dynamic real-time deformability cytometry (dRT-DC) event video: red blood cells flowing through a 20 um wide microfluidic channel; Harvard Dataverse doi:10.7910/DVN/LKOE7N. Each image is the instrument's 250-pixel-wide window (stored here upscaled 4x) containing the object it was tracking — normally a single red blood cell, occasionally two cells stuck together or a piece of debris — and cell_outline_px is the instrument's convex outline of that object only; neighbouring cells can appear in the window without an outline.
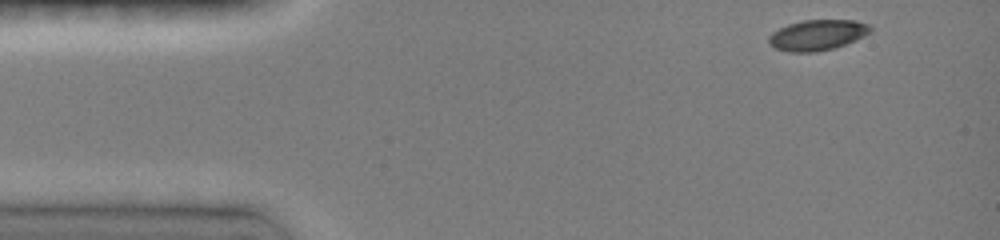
{"species": "common noctule bat (a hibernating species)", "species_latin": "Nyctalus noctula", "temperature_condition": "room temperature", "stored_images_in_passage": 6, "camera_frame_rate_fps": 3000, "um_per_image_px": 0.085, "animal": {"sex": "female", "body_mass_g": 19.0, "forearm_length_mm": 51.5}, "frame": {"image": 1, "passage_image": 1, "time_ms": 0.0, "image_size_px": [1000, 240], "cell_outline_px": [[872, 32], [856, 40], [832, 48], [816, 52], [788, 52], [776, 48], [768, 44], [768, 36], [772, 32], [788, 24], [804, 20], [852, 20], [868, 24], [872, 28]], "centroid_in_image_um": [69.46, 2.98], "position_along_channel_um": 15.5, "area_um2": 18.09}}
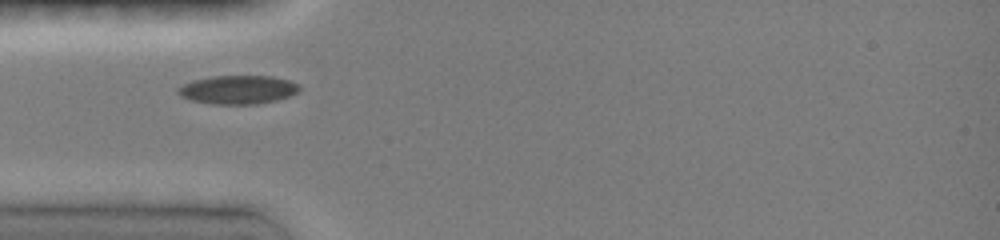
{"frame": {"image": 2, "passage_image": 5, "time_ms": 3.333, "image_size_px": [1000, 240], "cell_outline_px": [[300, 88], [296, 92], [288, 96], [276, 100], [256, 104], [212, 104], [188, 100], [180, 96], [176, 92], [176, 88], [192, 80], [212, 76], [272, 76], [288, 80], [300, 84]], "centroid_in_image_um": [20.17, 7.62], "position_along_channel_um": 64.8, "area_um2": 20.35}}